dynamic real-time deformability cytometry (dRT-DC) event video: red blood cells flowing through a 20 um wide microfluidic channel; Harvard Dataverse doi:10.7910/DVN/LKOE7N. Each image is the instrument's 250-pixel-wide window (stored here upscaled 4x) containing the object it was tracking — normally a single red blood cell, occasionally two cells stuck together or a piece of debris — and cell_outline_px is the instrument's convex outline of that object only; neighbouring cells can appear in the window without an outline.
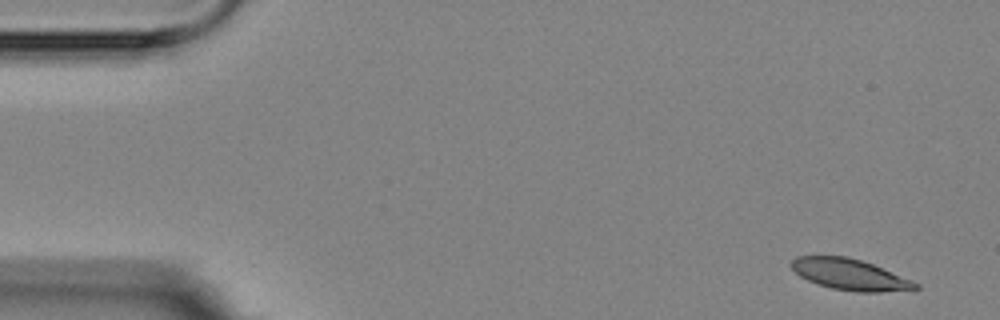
{"species": "Egyptian fruit bat (a non-hibernating species)", "species_latin": "Rousettus aegyptiacus", "temperature_condition": "room temperature", "stored_images_in_passage": 5, "camera_frame_rate_fps": 3000, "um_per_image_px": 0.085, "animal": {"sex": "female"}, "frame": {"image": 1, "passage_image": 1, "time_ms": 0.0, "image_size_px": [1000, 320], "cell_outline_px": [[920, 288], [916, 292], [856, 292], [832, 288], [816, 284], [800, 276], [792, 268], [792, 260], [796, 256], [848, 256], [872, 264], [912, 280], [920, 284]], "centroid_in_image_um": [72.34, 23.36], "position_along_channel_um": 12.7, "area_um2": 22.77}}